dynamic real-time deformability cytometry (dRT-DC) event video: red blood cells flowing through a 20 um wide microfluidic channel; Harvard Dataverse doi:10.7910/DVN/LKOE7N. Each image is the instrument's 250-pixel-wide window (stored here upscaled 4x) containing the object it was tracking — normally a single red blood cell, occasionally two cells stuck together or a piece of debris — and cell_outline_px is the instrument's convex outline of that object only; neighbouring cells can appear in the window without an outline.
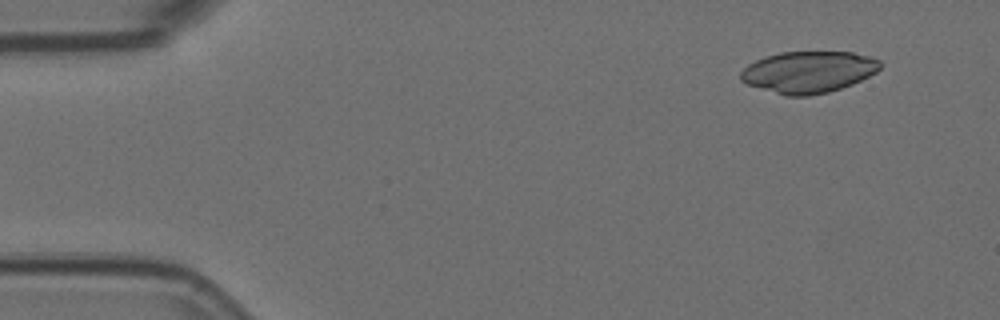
{"species": "Egyptian fruit bat (a non-hibernating species)", "species_latin": "Rousettus aegyptiacus", "temperature_condition": "room temperature", "stored_images_in_passage": 3, "camera_frame_rate_fps": 3000, "um_per_image_px": 0.085, "animal": {"sex": "female"}, "frame": {"image": 1, "passage_image": 1, "time_ms": 0.0, "image_size_px": [1000, 320], "cell_outline_px": [[880, 68], [876, 72], [852, 84], [828, 92], [808, 96], [784, 96], [748, 84], [740, 80], [740, 72], [748, 64], [764, 56], [780, 52], [852, 52], [868, 56], [880, 60]], "centroid_in_image_um": [68.69, 6.12], "position_along_channel_um": 16.3, "area_um2": 33.76}}